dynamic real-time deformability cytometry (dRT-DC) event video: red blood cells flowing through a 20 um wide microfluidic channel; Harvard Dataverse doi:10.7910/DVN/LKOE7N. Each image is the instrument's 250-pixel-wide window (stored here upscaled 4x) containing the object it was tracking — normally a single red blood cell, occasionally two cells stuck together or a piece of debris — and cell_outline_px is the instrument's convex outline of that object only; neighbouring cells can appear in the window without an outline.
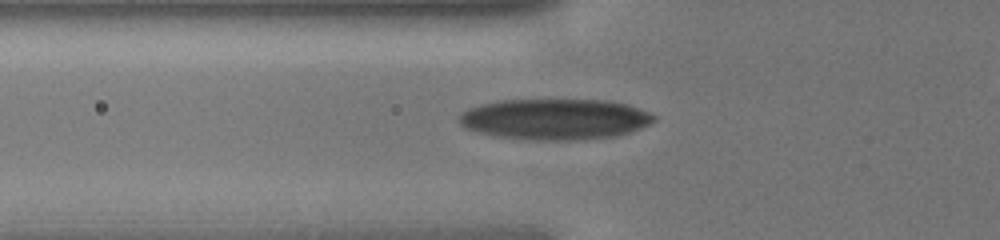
{"species": "human", "species_latin": "Homo sapiens", "temperature_condition": "cold", "stored_images_in_passage": 5, "camera_frame_rate_fps": 3000, "um_per_image_px": 0.085, "donor": {"sex": "male"}, "frame": {"image": 1, "passage_image": 2, "time_ms": 0.333, "image_size_px": [1000, 240], "cell_outline_px": [[656, 120], [640, 128], [616, 136], [584, 140], [536, 140], [496, 136], [476, 132], [464, 128], [456, 120], [456, 116], [460, 112], [468, 108], [480, 104], [500, 100], [612, 100], [628, 104], [648, 112], [656, 116]], "centroid_in_image_um": [47.12, 10.13], "position_along_channel_um": 78.7, "area_um2": 46.88}}
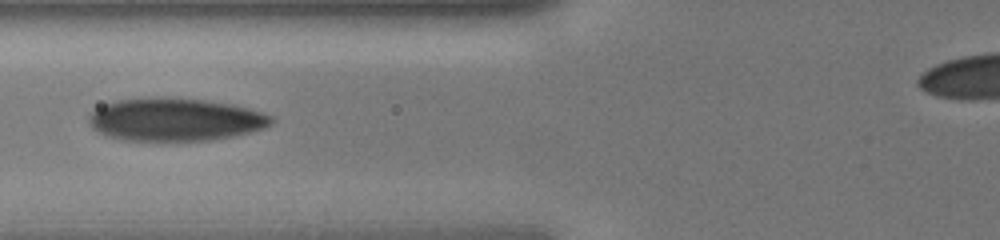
{"frame": {"image": 2, "passage_image": 4, "time_ms": 1.0, "image_size_px": [1000, 240], "cell_outline_px": [[276, 120], [272, 124], [264, 128], [252, 132], [232, 136], [208, 140], [124, 140], [108, 136], [92, 128], [88, 120], [88, 116], [96, 108], [104, 104], [116, 100], [152, 96], [168, 96], [204, 100], [232, 104], [264, 112], [272, 116]], "centroid_in_image_um": [14.9, 10.13], "position_along_channel_um": 110.9, "area_um2": 46.01}}